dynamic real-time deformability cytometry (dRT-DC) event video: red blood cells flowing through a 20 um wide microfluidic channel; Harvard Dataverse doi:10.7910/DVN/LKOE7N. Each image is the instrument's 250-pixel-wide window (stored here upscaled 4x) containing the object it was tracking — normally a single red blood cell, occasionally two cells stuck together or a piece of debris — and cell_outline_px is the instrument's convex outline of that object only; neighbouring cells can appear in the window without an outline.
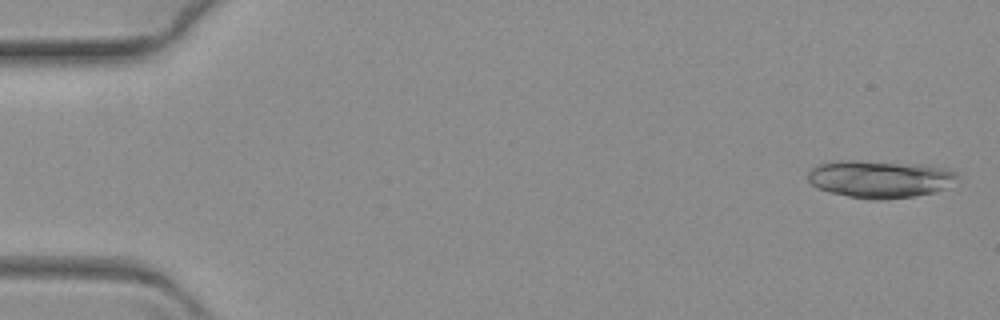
{"species": "common noctule bat (a hibernating species)", "species_latin": "Nyctalus noctula", "temperature_condition": "warm", "stored_images_in_passage": 63, "camera_frame_rate_fps": 3000, "um_per_image_px": 0.085, "animal": {"sex": "female", "body_mass_g": 19.3, "forearm_length_mm": 54.1}, "frame": {"image": 1, "passage_image": 2, "time_ms": 0.333, "image_size_px": [1000, 320], "cell_outline_px": [[960, 180], [944, 188], [932, 192], [912, 196], [880, 200], [876, 200], [848, 196], [828, 192], [812, 184], [808, 180], [808, 172], [812, 168], [820, 164], [840, 160], [856, 160], [940, 168], [952, 172]], "centroid_in_image_um": [74.7, 15.24], "position_along_channel_um": 10.3, "area_um2": 31.56}}
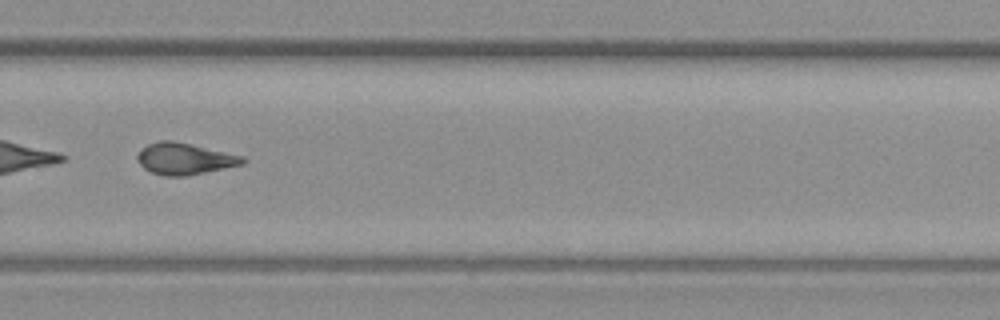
{"frame": {"image": 2, "passage_image": 44, "time_ms": 14.333, "image_size_px": [1000, 320], "cell_outline_px": [[248, 160], [244, 164], [184, 176], [164, 176], [152, 172], [144, 168], [140, 164], [136, 156], [148, 144], [160, 140], [172, 140], [244, 156]], "centroid_in_image_um": [15.71, 13.49], "position_along_channel_um": 314.1, "area_um2": 19.13}}